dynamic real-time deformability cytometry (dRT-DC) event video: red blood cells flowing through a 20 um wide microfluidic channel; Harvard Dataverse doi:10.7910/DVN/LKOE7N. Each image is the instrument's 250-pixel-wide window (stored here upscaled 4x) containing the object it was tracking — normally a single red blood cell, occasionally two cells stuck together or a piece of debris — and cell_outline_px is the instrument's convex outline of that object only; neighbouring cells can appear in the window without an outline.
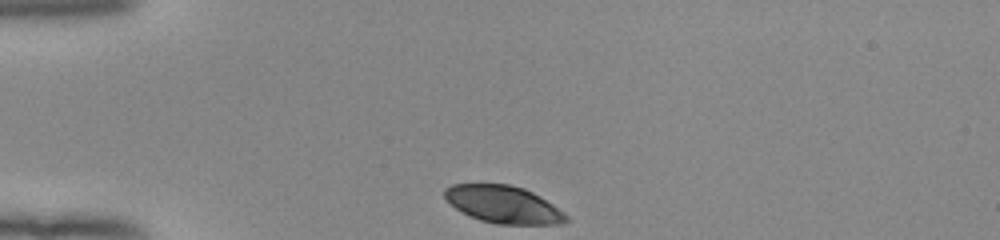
{"species": "human", "species_latin": "Homo sapiens", "temperature_condition": "room temperature", "stored_images_in_passage": 32, "camera_frame_rate_fps": 3000, "um_per_image_px": 0.085, "donor": {"sex": "female"}, "frame": {"image": 1, "passage_image": 1, "time_ms": 0.0, "image_size_px": [1000, 240], "cell_outline_px": [[568, 220], [564, 224], [496, 224], [480, 220], [456, 208], [444, 196], [444, 188], [452, 184], [508, 184], [524, 188], [540, 196], [564, 212], [568, 216]], "centroid_in_image_um": [42.82, 17.38], "position_along_channel_um": 42.2, "area_um2": 26.3}}
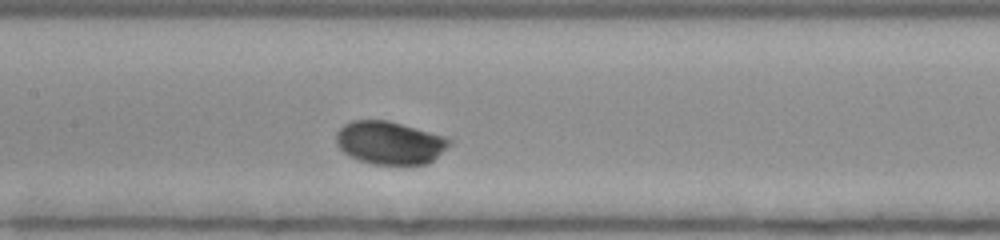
{"frame": {"image": 2, "passage_image": 14, "time_ms": 4.333, "image_size_px": [1000, 240], "cell_outline_px": [[452, 144], [428, 164], [372, 164], [348, 156], [336, 144], [336, 132], [344, 124], [352, 120], [388, 120], [444, 136], [452, 140]], "centroid_in_image_um": [33.12, 12.13], "position_along_channel_um": 174.3, "area_um2": 28.38}}
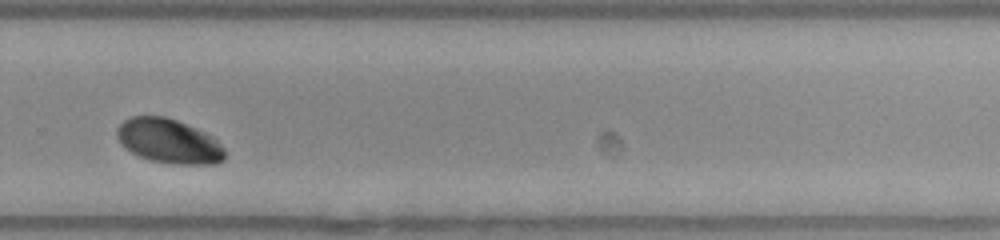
{"frame": {"image": 3, "passage_image": 25, "time_ms": 8.0, "image_size_px": [1000, 240], "cell_outline_px": [[224, 160], [216, 164], [172, 164], [148, 160], [132, 152], [120, 144], [116, 136], [116, 128], [124, 120], [132, 116], [164, 116], [176, 120], [196, 128], [212, 136], [224, 148]], "centroid_in_image_um": [14.33, 12.0], "position_along_channel_um": 315.5, "area_um2": 27.98}, "authors_computed_cell_mechanics": {"area_um2": 28.0041, "velocity_mm_per_s": 3.8664, "shape_relaxation_time_tau1_ms": 2.1688, "shape_relaxation_time_tau2_ms": null, "deformation_change_tau1": 0.1478, "deformation_change_tau2": null}}